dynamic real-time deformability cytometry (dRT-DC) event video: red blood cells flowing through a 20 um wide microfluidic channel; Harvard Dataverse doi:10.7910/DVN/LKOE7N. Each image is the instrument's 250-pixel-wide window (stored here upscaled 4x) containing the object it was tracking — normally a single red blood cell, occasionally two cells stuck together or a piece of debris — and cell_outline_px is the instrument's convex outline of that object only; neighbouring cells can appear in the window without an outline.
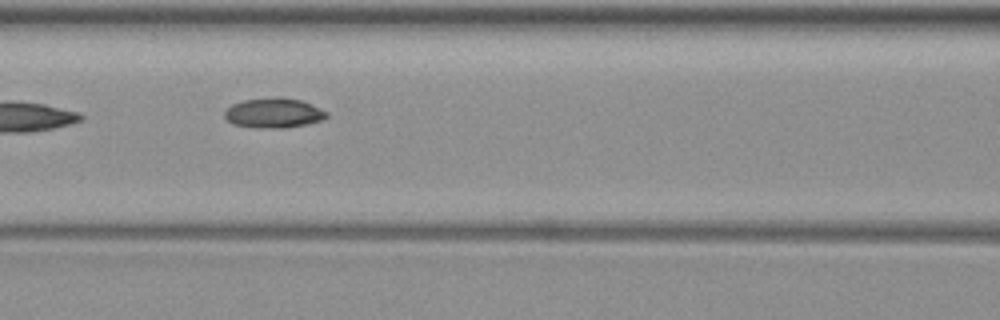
{"species": "common noctule bat (a hibernating species)", "species_latin": "Nyctalus noctula", "temperature_condition": "warm", "stored_images_in_passage": 10, "segment_of_instrument_passage": [1, 2], "camera_frame_rate_fps": 3000, "um_per_image_px": 0.085, "animal": {"sex": "female", "body_mass_g": 19.3, "forearm_length_mm": 54.1}, "frame": {"image": 1, "passage_image": 7, "time_ms": 7.333, "image_size_px": [1000, 320], "cell_outline_px": [[328, 116], [324, 120], [308, 124], [284, 128], [260, 128], [232, 124], [224, 116], [224, 112], [232, 104], [244, 100], [300, 100], [320, 108], [328, 112]], "centroid_in_image_um": [23.29, 9.66], "position_along_channel_um": 143.3, "area_um2": 17.05}}
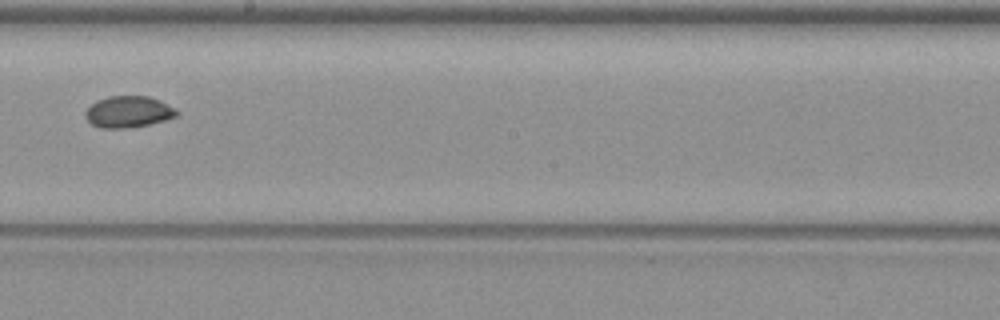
{"frame": {"image": 2, "passage_image": 9, "time_ms": 10.0, "image_size_px": [1000, 320], "cell_outline_px": [[180, 112], [176, 116], [164, 120], [148, 124], [128, 128], [100, 128], [92, 124], [84, 116], [84, 112], [96, 100], [108, 96], [148, 96], [160, 100], [176, 108]], "centroid_in_image_um": [10.91, 9.5], "position_along_channel_um": 237.3, "area_um2": 16.82}}